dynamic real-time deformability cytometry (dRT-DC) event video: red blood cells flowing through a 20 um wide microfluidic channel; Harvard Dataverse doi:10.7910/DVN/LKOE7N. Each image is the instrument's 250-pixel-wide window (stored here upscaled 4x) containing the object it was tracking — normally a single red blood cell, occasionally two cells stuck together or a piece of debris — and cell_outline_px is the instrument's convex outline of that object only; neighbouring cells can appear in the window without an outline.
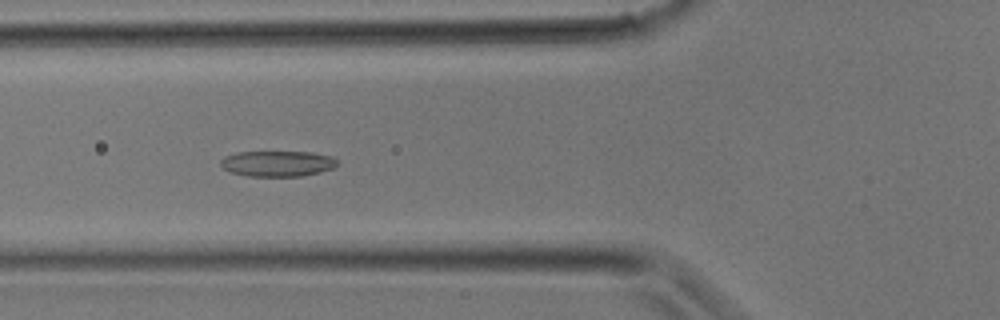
{"species": "common noctule bat (a hibernating species)", "species_latin": "Nyctalus noctula", "temperature_condition": "room temperature", "stored_images_in_passage": 18, "camera_frame_rate_fps": 3000, "um_per_image_px": 0.085, "animal": {"sex": "male", "body_mass_g": 17.9}, "frame": {"image": 1, "passage_image": 12, "time_ms": 3.667, "image_size_px": [1000, 320], "cell_outline_px": [[336, 164], [332, 168], [320, 172], [300, 176], [248, 176], [232, 172], [224, 168], [220, 164], [220, 160], [224, 156], [236, 152], [312, 152], [332, 156], [336, 160]], "centroid_in_image_um": [23.56, 13.89], "position_along_channel_um": 102.2, "area_um2": 17.34}}
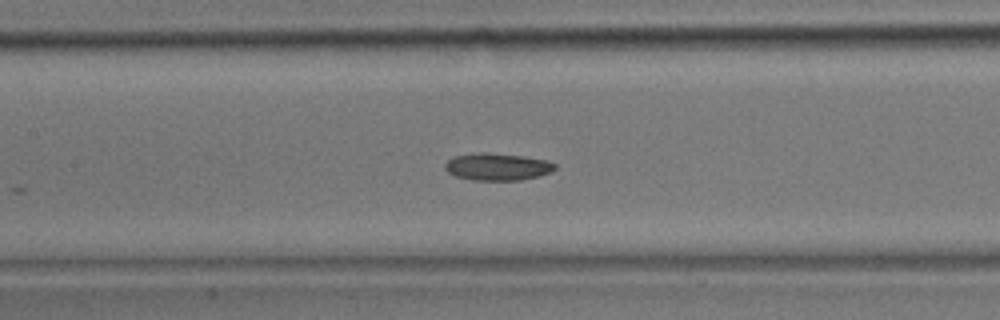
{"frame": {"image": 2, "passage_image": 15, "time_ms": 4.667, "image_size_px": [1000, 320], "cell_outline_px": [[556, 168], [552, 172], [540, 176], [520, 180], [472, 180], [456, 176], [448, 172], [444, 168], [444, 164], [452, 156], [472, 152], [488, 152], [524, 156], [548, 160], [556, 164]], "centroid_in_image_um": [42.27, 14.16], "position_along_channel_um": 165.1, "area_um2": 17.8}}
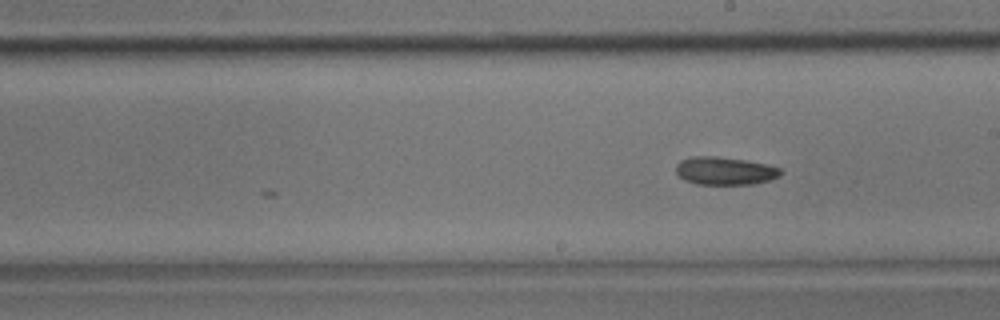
{"frame": {"image": 3, "passage_image": 18, "time_ms": 5.667, "image_size_px": [1000, 320], "cell_outline_px": [[780, 176], [756, 184], [696, 184], [684, 180], [676, 172], [676, 164], [680, 160], [692, 156], [716, 156], [744, 160], [768, 164], [780, 168]], "centroid_in_image_um": [61.59, 14.52], "position_along_channel_um": 227.4, "area_um2": 17.05}}